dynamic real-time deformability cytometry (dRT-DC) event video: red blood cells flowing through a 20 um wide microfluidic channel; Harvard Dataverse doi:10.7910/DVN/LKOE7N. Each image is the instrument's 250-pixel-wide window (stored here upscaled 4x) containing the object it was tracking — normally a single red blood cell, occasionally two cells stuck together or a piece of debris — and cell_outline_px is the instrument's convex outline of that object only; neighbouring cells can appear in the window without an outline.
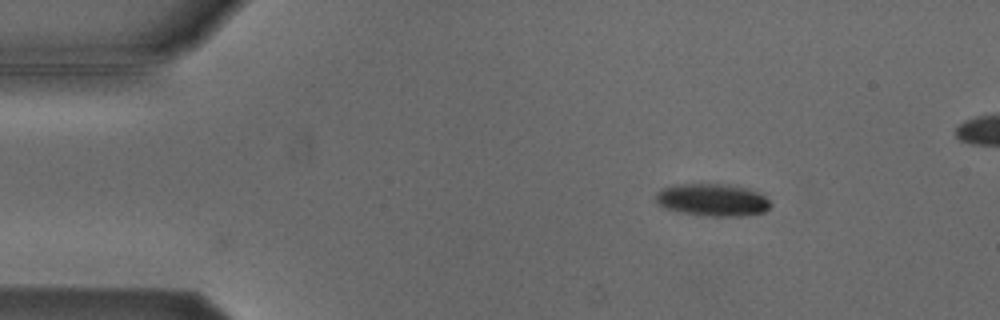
{"species": "Egyptian fruit bat (a non-hibernating species)", "species_latin": "Rousettus aegyptiacus", "temperature_condition": "cold", "stored_images_in_passage": 5, "camera_frame_rate_fps": 3000, "um_per_image_px": 0.085, "animal": {"sex": "male"}, "frame": {"image": 1, "passage_image": 2, "time_ms": 1.0, "image_size_px": [1000, 320], "cell_outline_px": [[772, 204], [764, 212], [748, 216], [708, 216], [680, 212], [664, 208], [656, 204], [656, 192], [660, 188], [680, 184], [728, 184], [748, 188], [760, 192]], "centroid_in_image_um": [60.56, 16.99], "position_along_channel_um": 24.4, "area_um2": 21.96}}